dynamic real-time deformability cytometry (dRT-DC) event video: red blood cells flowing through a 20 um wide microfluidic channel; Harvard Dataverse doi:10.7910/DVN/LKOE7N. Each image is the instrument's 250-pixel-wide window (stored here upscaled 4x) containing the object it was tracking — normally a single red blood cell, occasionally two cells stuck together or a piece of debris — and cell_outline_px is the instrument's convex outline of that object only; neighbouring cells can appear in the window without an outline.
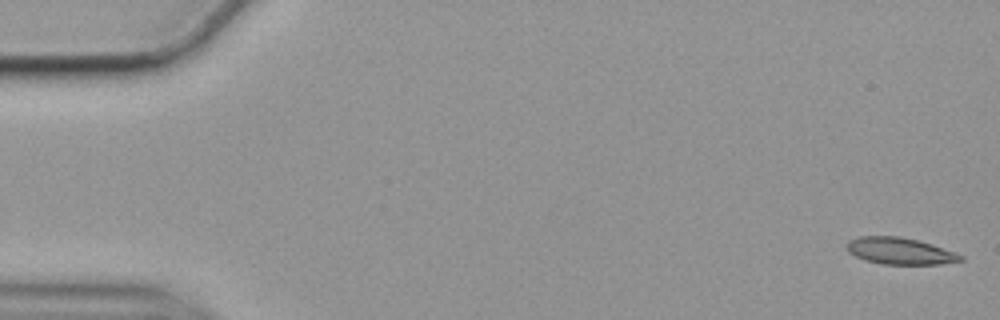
{"species": "common noctule bat (a hibernating species)", "species_latin": "Nyctalus noctula", "temperature_condition": "cold", "stored_images_in_passage": 56, "camera_frame_rate_fps": 3000, "um_per_image_px": 0.085, "animal": {"sex": "female", "body_mass_g": 19.9}, "frame": {"image": 1, "passage_image": 1, "time_ms": 0.0, "image_size_px": [1000, 320], "cell_outline_px": [[964, 260], [940, 264], [884, 264], [864, 260], [848, 252], [844, 248], [844, 244], [848, 240], [860, 236], [900, 236], [932, 244], [956, 252], [964, 256]], "centroid_in_image_um": [76.46, 21.33], "position_along_channel_um": 8.5, "area_um2": 17.92}}
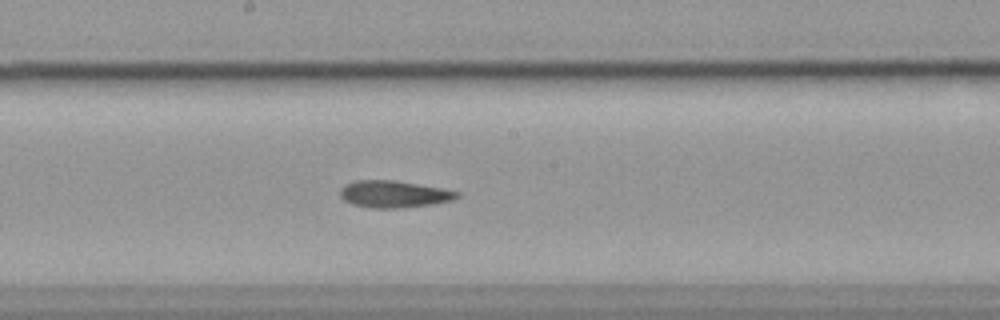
{"frame": {"image": 2, "passage_image": 30, "time_ms": 9.667, "image_size_px": [1000, 320], "cell_outline_px": [[460, 196], [452, 200], [432, 204], [404, 208], [372, 208], [352, 204], [344, 200], [340, 196], [340, 188], [344, 184], [356, 180], [396, 180], [444, 188], [460, 192]], "centroid_in_image_um": [33.49, 16.49], "position_along_channel_um": 214.7, "area_um2": 18.61}}
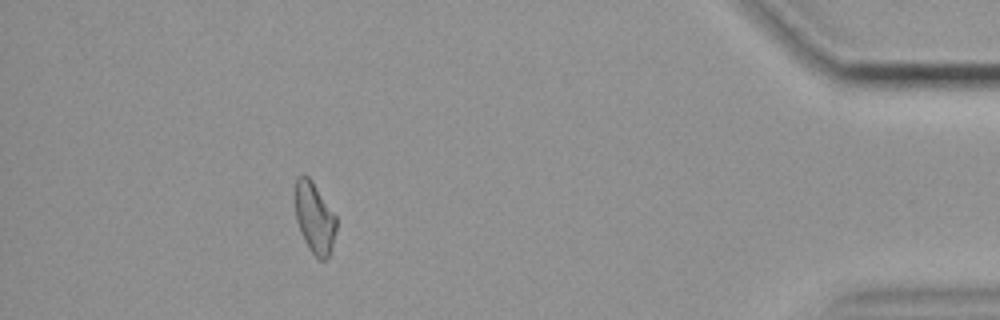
{"frame": {"image": 3, "passage_image": 51, "time_ms": 16.667, "image_size_px": [1000, 320], "cell_outline_px": [[336, 228], [332, 248], [328, 256], [324, 260], [320, 260], [308, 248], [300, 232], [296, 220], [292, 196], [296, 176], [304, 172], [312, 180], [336, 216]], "centroid_in_image_um": [26.67, 18.43], "position_along_channel_um": 408.5, "area_um2": 17.63}, "authors_computed_cell_mechanics": {"area_um2": 18.1203, "velocity_mm_per_s": 3.5228, "shape_relaxation_time_tau1_ms": null, "shape_relaxation_time_tau2_ms": 8.7313, "deformation_change_tau1": null, "deformation_change_tau2": 0.1934}}